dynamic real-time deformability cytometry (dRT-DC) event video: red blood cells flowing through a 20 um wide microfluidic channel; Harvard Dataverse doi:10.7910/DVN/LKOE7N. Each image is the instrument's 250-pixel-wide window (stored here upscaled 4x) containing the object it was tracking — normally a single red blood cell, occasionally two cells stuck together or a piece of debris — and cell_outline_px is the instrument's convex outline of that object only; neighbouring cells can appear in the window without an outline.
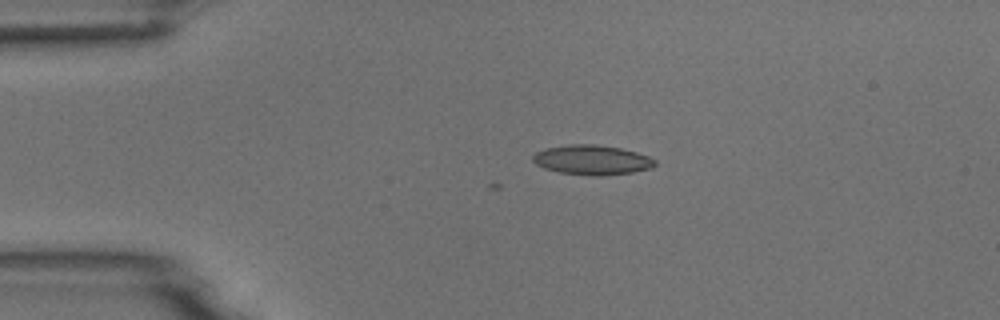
{"species": "common noctule bat (a hibernating species)", "species_latin": "Nyctalus noctula", "temperature_condition": "room temperature", "stored_images_in_passage": 3, "camera_frame_rate_fps": 3000, "um_per_image_px": 0.085, "animal": {"sex": "male", "body_mass_g": 18.8}, "frame": {"image": 1, "passage_image": 1, "time_ms": 0.0, "image_size_px": [1000, 320], "cell_outline_px": [[656, 164], [652, 168], [632, 172], [604, 176], [592, 176], [560, 172], [544, 168], [536, 164], [532, 160], [532, 156], [536, 152], [544, 148], [568, 144], [596, 144], [620, 148], [636, 152], [648, 156], [656, 160]], "centroid_in_image_um": [50.31, 13.59], "position_along_channel_um": 34.7, "area_um2": 21.27}}